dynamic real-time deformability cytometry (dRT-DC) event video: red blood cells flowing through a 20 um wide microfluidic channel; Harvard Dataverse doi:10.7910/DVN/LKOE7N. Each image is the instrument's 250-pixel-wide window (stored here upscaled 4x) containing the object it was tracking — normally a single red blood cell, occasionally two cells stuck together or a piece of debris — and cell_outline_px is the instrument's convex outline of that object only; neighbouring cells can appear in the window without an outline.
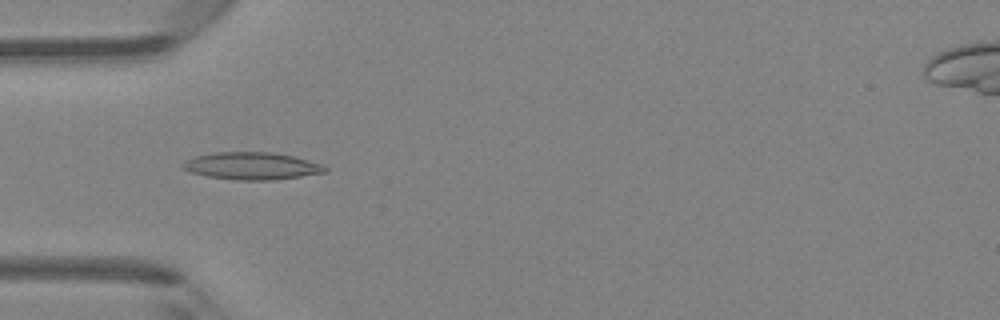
{"species": "Egyptian fruit bat (a non-hibernating species)", "species_latin": "Rousettus aegyptiacus", "temperature_condition": "room temperature", "stored_images_in_passage": 4, "camera_frame_rate_fps": 3000, "um_per_image_px": 0.085, "animal": {"sex": "female"}, "frame": {"image": 1, "passage_image": 4, "time_ms": 1.0, "image_size_px": [1000, 320], "cell_outline_px": [[328, 172], [276, 180], [236, 180], [208, 176], [188, 172], [180, 168], [180, 164], [184, 160], [192, 156], [212, 152], [272, 152], [292, 156], [324, 164], [328, 168]], "centroid_in_image_um": [21.36, 14.1], "position_along_channel_um": 63.6, "area_um2": 23.12}}